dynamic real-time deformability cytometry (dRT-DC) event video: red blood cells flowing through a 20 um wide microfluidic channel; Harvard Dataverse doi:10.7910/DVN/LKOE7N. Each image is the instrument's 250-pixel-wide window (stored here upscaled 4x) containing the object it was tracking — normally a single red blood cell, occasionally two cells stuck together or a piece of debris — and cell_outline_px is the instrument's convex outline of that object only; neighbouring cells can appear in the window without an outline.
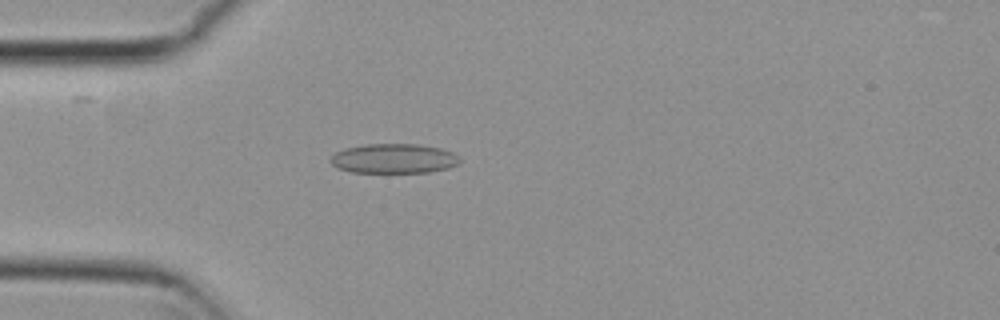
{"species": "common noctule bat (a hibernating species)", "species_latin": "Nyctalus noctula", "temperature_condition": "cold", "stored_images_in_passage": 38, "camera_frame_rate_fps": 3000, "um_per_image_px": 0.085, "animal": {"sex": "female", "body_mass_g": 29.2, "forearm_length_mm": 56.3}, "frame": {"image": 1, "passage_image": 2, "time_ms": 0.333, "image_size_px": [1000, 320], "cell_outline_px": [[460, 164], [448, 168], [428, 172], [352, 172], [336, 168], [328, 160], [336, 152], [344, 148], [368, 144], [420, 144], [440, 148], [452, 152], [460, 156]], "centroid_in_image_um": [33.48, 13.47], "position_along_channel_um": 51.5, "area_um2": 22.43}}
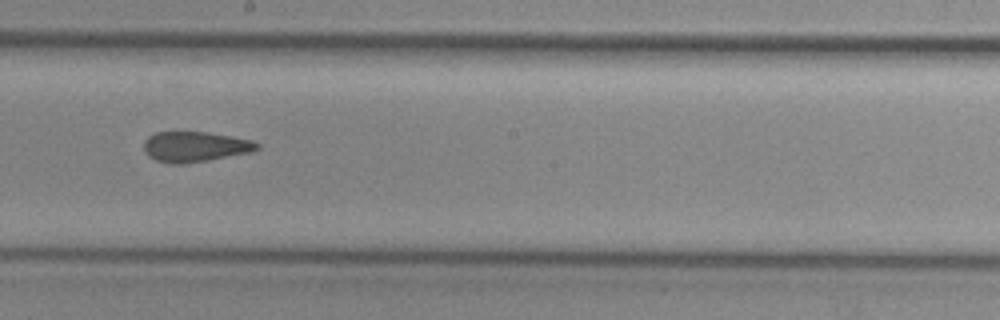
{"frame": {"image": 2, "passage_image": 17, "time_ms": 5.333, "image_size_px": [1000, 320], "cell_outline_px": [[260, 148], [252, 152], [188, 164], [168, 164], [156, 160], [148, 156], [144, 152], [144, 140], [148, 136], [156, 132], [204, 132], [232, 136], [252, 140], [260, 144]], "centroid_in_image_um": [16.57, 12.48], "position_along_channel_um": 231.6, "area_um2": 20.29}}
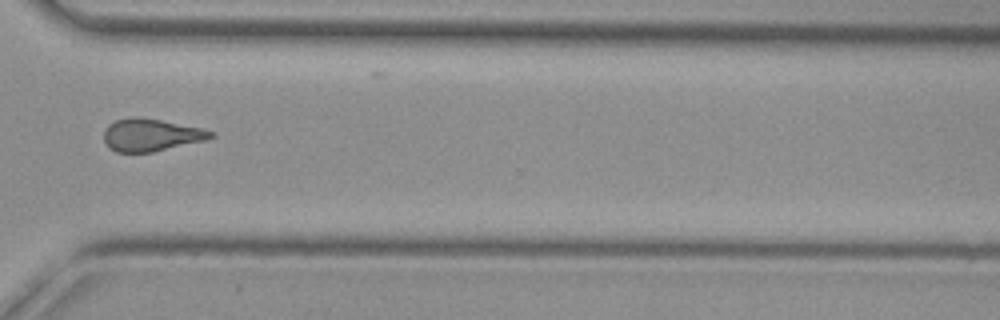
{"frame": {"image": 3, "passage_image": 27, "time_ms": 8.667, "image_size_px": [1000, 320], "cell_outline_px": [[216, 136], [208, 140], [152, 152], [116, 152], [108, 148], [104, 144], [104, 132], [108, 124], [116, 120], [132, 116], [140, 116], [204, 128], [212, 132]], "centroid_in_image_um": [12.84, 11.46], "position_along_channel_um": 357.8, "area_um2": 20.58}, "authors_computed_cell_mechanics": {"area_um2": 20.2589, "velocity_mm_per_s": 3.7843, "shape_relaxation_time_tau1_ms": null, "shape_relaxation_time_tau2_ms": 3.377, "deformation_change_tau1": null, "deformation_change_tau2": 0.1068}}